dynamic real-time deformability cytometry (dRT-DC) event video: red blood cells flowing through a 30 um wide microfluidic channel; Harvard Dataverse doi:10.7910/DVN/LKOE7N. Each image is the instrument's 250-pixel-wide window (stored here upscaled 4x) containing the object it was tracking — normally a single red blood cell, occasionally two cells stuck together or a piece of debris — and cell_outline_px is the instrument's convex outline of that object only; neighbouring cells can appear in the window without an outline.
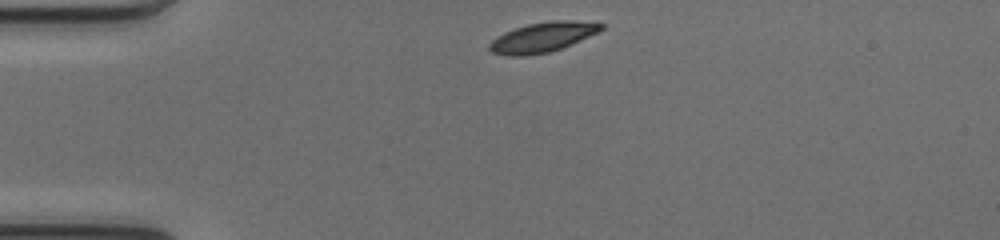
{"species": "common noctule bat (a hibernating species)", "species_latin": "Nyctalus noctula", "temperature_condition": "cold", "stored_images_in_passage": 40, "camera_frame_rate_fps": 3000, "um_per_image_px": 0.085, "animal": {"sex": "female", "body_mass_g": 17.0, "forearm_length_mm": 48.0}, "frame": {"image": 1, "passage_image": 1, "time_ms": 0.0, "image_size_px": [1000, 240], "cell_outline_px": [[604, 28], [600, 32], [560, 48], [548, 52], [524, 56], [504, 56], [492, 52], [488, 48], [488, 44], [496, 36], [504, 32], [528, 24], [548, 20], [572, 20], [604, 24]], "centroid_in_image_um": [46.09, 3.16], "position_along_channel_um": 38.9, "area_um2": 19.48}}
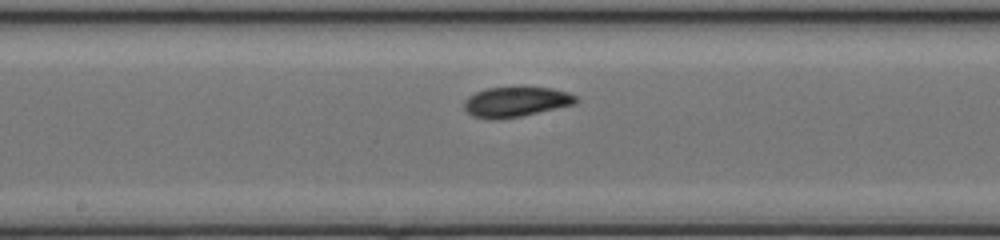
{"frame": {"image": 2, "passage_image": 16, "time_ms": 5.0, "image_size_px": [1000, 240], "cell_outline_px": [[580, 100], [576, 104], [520, 116], [496, 120], [488, 120], [472, 116], [464, 108], [464, 100], [468, 96], [476, 92], [488, 88], [520, 84], [552, 88], [568, 92], [576, 96]], "centroid_in_image_um": [43.86, 8.61], "position_along_channel_um": 204.3, "area_um2": 20.46}}
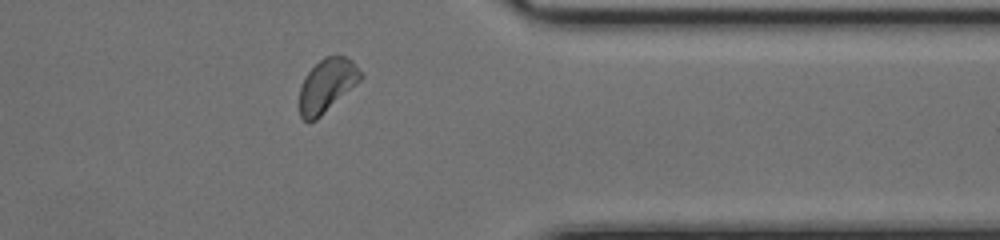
{"frame": {"image": 3, "passage_image": 30, "time_ms": 9.667, "image_size_px": [1000, 240], "cell_outline_px": [[364, 76], [356, 84], [316, 120], [308, 124], [300, 116], [300, 88], [308, 72], [324, 56], [344, 56], [352, 60]], "centroid_in_image_um": [27.78, 7.27], "position_along_channel_um": 383.6, "area_um2": 18.73}, "authors_computed_cell_mechanics": {"area_um2": 19.2185, "velocity_mm_per_s": 4.0731, "shape_relaxation_time_tau1_ms": 2.8668, "shape_relaxation_time_tau2_ms": 1.592, "deformation_change_tau1": 0.1198, "deformation_change_tau2": 0.0587}}